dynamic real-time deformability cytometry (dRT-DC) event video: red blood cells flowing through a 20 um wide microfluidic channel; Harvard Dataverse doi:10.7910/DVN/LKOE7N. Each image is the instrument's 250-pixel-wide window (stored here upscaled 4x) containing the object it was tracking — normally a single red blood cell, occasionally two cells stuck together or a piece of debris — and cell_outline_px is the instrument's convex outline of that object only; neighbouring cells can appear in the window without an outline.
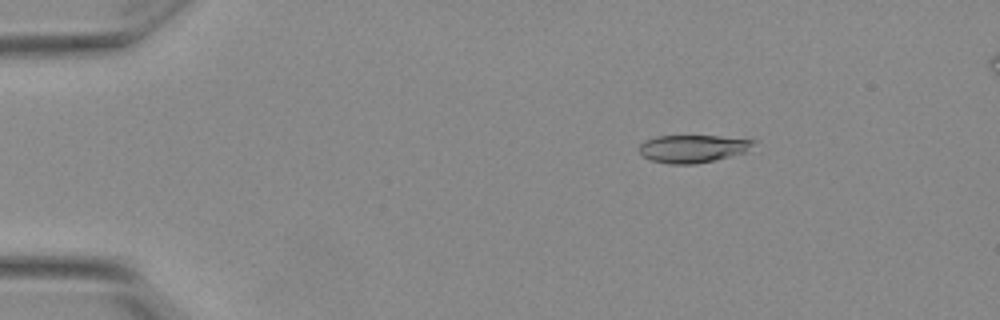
{"species": "Egyptian fruit bat (a non-hibernating species)", "species_latin": "Rousettus aegyptiacus", "temperature_condition": "warm", "stored_images_in_passage": 52, "camera_frame_rate_fps": 3000, "um_per_image_px": 0.085, "animal": {"sex": "female"}, "frame": {"image": 1, "passage_image": 9, "time_ms": 2.667, "image_size_px": [1000, 320], "cell_outline_px": [[756, 140], [744, 152], [716, 160], [696, 164], [668, 164], [652, 160], [644, 156], [640, 152], [640, 144], [644, 140], [656, 136], [720, 136]], "centroid_in_image_um": [58.85, 12.63], "position_along_channel_um": 26.2, "area_um2": 18.26}}
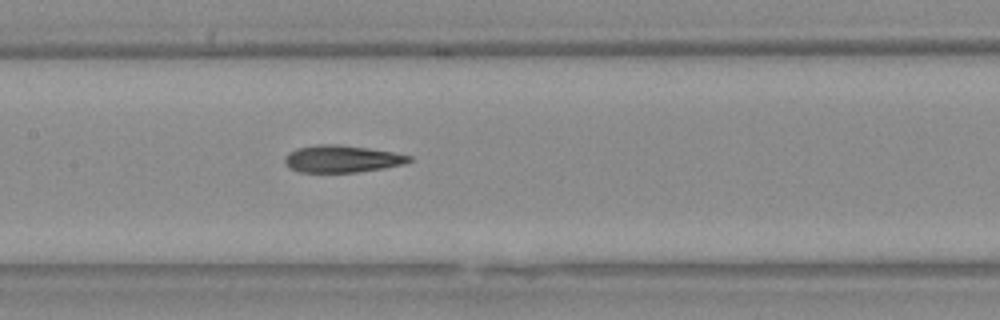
{"frame": {"image": 2, "passage_image": 27, "time_ms": 8.667, "image_size_px": [1000, 320], "cell_outline_px": [[412, 160], [404, 164], [384, 168], [356, 172], [300, 172], [292, 168], [284, 160], [284, 156], [288, 152], [296, 148], [316, 144], [340, 144], [368, 148], [392, 152], [412, 156]], "centroid_in_image_um": [29.06, 13.49], "position_along_channel_um": 178.3, "area_um2": 19.65}}
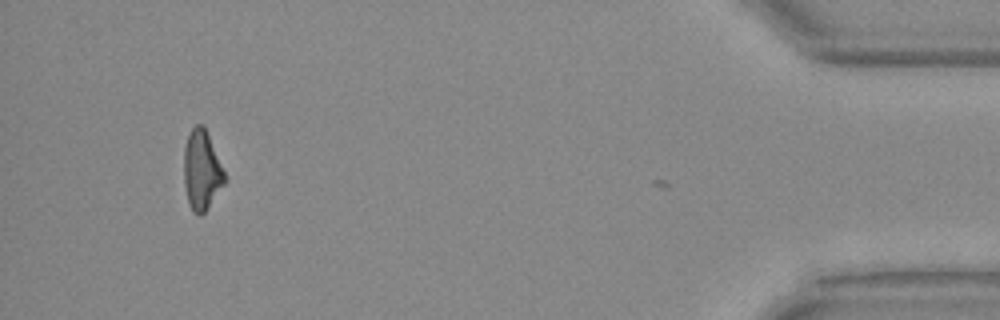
{"frame": {"image": 3, "passage_image": 51, "time_ms": 16.667, "image_size_px": [1000, 320], "cell_outline_px": [[228, 180], [204, 212], [200, 216], [192, 212], [188, 204], [184, 184], [184, 148], [188, 136], [192, 128], [196, 124], [204, 124]], "centroid_in_image_um": [17.15, 14.48], "position_along_channel_um": 418.0, "area_um2": 19.07}, "authors_computed_cell_mechanics": {"area_um2": 19.4786, "velocity_mm_per_s": 3.8459, "shape_relaxation_time_tau1_ms": 7.5197, "shape_relaxation_time_tau2_ms": 2.3056, "deformation_change_tau1": 0.227, "deformation_change_tau2": 0.1136}}